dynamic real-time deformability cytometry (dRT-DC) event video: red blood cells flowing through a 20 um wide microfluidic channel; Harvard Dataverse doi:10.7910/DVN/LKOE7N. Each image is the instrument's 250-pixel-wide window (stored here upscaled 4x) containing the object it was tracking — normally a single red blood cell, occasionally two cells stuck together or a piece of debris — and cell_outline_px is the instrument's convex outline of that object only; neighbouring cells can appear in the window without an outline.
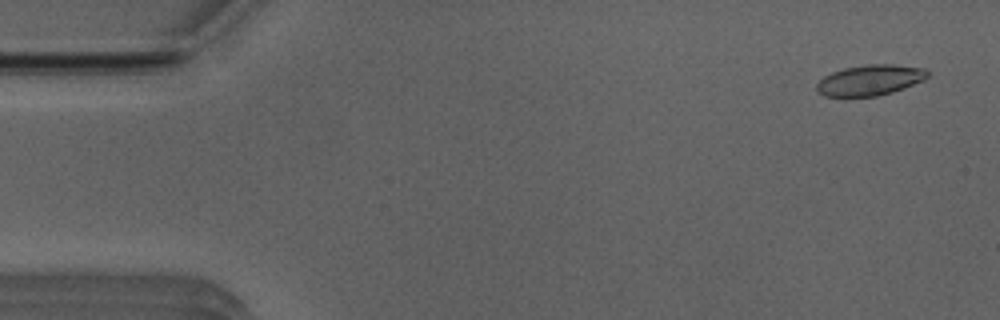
{"species": "Egyptian fruit bat (a non-hibernating species)", "species_latin": "Rousettus aegyptiacus", "temperature_condition": "room temperature", "stored_images_in_passage": 52, "camera_frame_rate_fps": 3000, "um_per_image_px": 0.085, "animal": {"sex": "male"}, "frame": {"image": 1, "passage_image": 3, "time_ms": 0.667, "image_size_px": [1000, 320], "cell_outline_px": [[928, 76], [924, 80], [904, 88], [892, 92], [876, 96], [824, 96], [816, 92], [816, 84], [824, 76], [832, 72], [844, 68], [868, 64], [892, 64], [924, 68], [928, 72]], "centroid_in_image_um": [73.93, 6.81], "position_along_channel_um": 11.1, "area_um2": 19.77}}
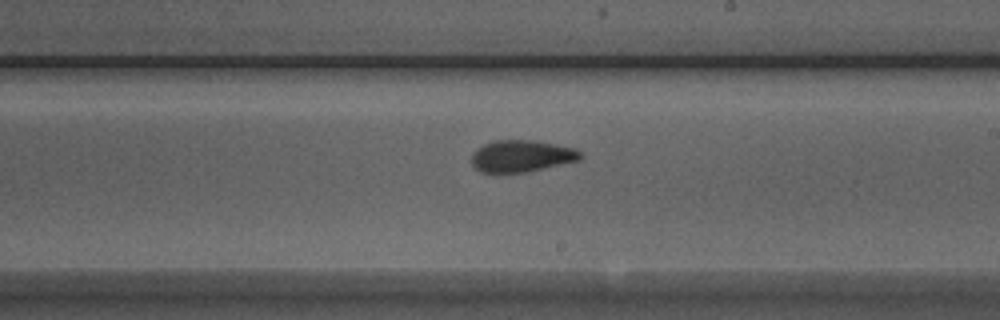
{"frame": {"image": 2, "passage_image": 30, "time_ms": 9.667, "image_size_px": [1000, 320], "cell_outline_px": [[584, 156], [580, 160], [524, 172], [480, 172], [472, 164], [472, 156], [484, 144], [492, 140], [536, 140], [576, 148]], "centroid_in_image_um": [44.38, 13.25], "position_along_channel_um": 244.6, "area_um2": 20.0}}
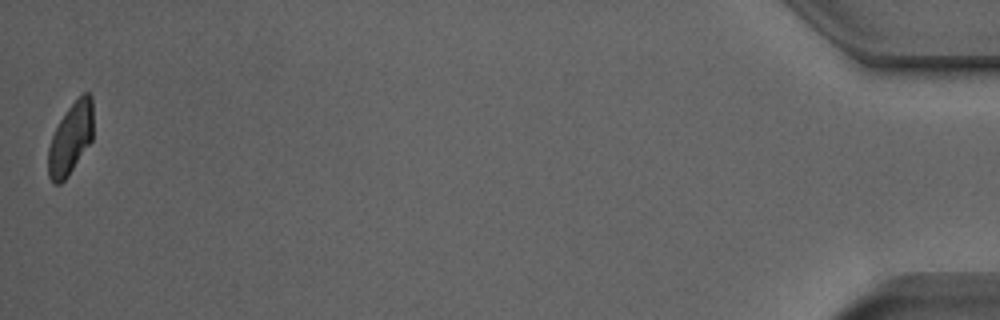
{"frame": {"image": 3, "passage_image": 52, "time_ms": 17.0, "image_size_px": [1000, 320], "cell_outline_px": [[92, 140], [68, 176], [60, 184], [52, 184], [48, 176], [48, 148], [52, 136], [60, 120], [68, 108], [84, 92], [88, 92], [92, 96]], "centroid_in_image_um": [5.99, 11.81], "position_along_channel_um": 429.2, "area_um2": 18.61}, "authors_computed_cell_mechanics": {"area_um2": 20.2589, "velocity_mm_per_s": 3.9161, "shape_relaxation_time_tau1_ms": 8.3737, "shape_relaxation_time_tau2_ms": 1.7786, "deformation_change_tau1": 0.1907, "deformation_change_tau2": 0.0662}}